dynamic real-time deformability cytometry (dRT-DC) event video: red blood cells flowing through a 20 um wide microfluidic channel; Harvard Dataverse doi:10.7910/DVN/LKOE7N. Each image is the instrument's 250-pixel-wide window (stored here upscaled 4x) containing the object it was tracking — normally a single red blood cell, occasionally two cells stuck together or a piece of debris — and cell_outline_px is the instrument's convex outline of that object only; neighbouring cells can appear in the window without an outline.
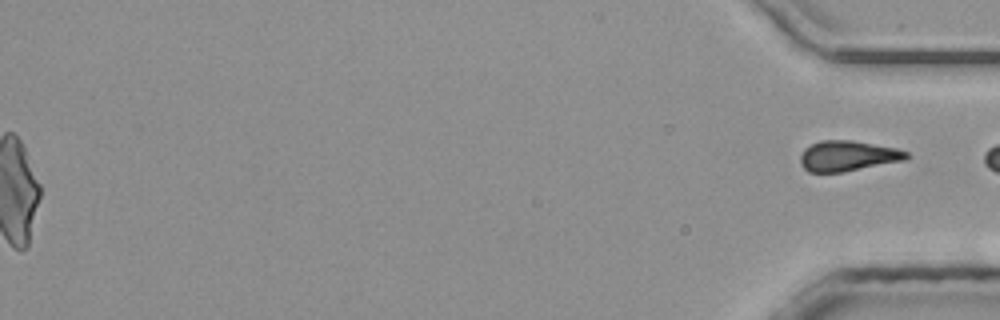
{"species": "common noctule bat (a hibernating species)", "species_latin": "Nyctalus noctula", "temperature_condition": "room temperature", "stored_images_in_passage": 36, "segment_of_instrument_passage": [2, 2], "camera_frame_rate_fps": 3000, "um_per_image_px": 0.085, "animal": {"sex": "male", "body_mass_g": 20.4}, "frame": {"image": 1, "passage_image": 36, "time_ms": 11.667, "image_size_px": [1000, 320], "cell_outline_px": [[912, 156], [904, 160], [844, 172], [808, 172], [800, 164], [800, 156], [804, 148], [820, 140], [852, 140], [896, 148], [908, 152]], "centroid_in_image_um": [72.06, 13.25], "position_along_channel_um": 363.1, "area_um2": 18.9}}